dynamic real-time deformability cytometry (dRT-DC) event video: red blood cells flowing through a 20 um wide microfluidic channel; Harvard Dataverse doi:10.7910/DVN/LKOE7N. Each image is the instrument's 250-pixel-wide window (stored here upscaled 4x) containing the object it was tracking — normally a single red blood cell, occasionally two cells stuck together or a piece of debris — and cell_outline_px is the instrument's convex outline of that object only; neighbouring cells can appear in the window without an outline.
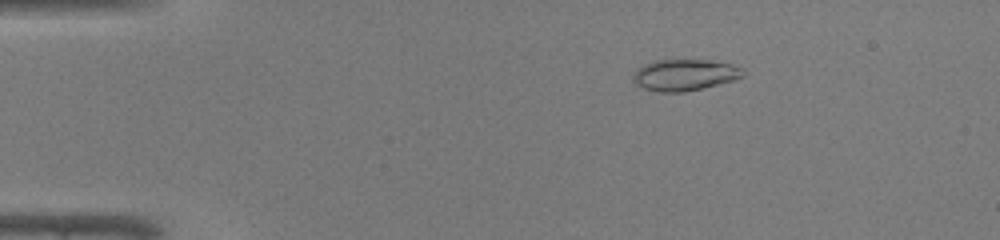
{"species": "common noctule bat (a hibernating species)", "species_latin": "Nyctalus noctula", "temperature_condition": "warm", "stored_images_in_passage": 47, "camera_frame_rate_fps": 3000, "um_per_image_px": 0.085, "animal": {"sex": "male", "body_mass_g": 19.0, "forearm_length_mm": 50.8}, "frame": {"image": 1, "passage_image": 8, "time_ms": 2.333, "image_size_px": [1000, 240], "cell_outline_px": [[744, 76], [736, 80], [684, 92], [660, 92], [644, 88], [636, 84], [632, 76], [644, 64], [652, 60], [708, 60], [732, 64], [744, 68]], "centroid_in_image_um": [58.24, 6.36], "position_along_channel_um": 26.8, "area_um2": 20.06}}
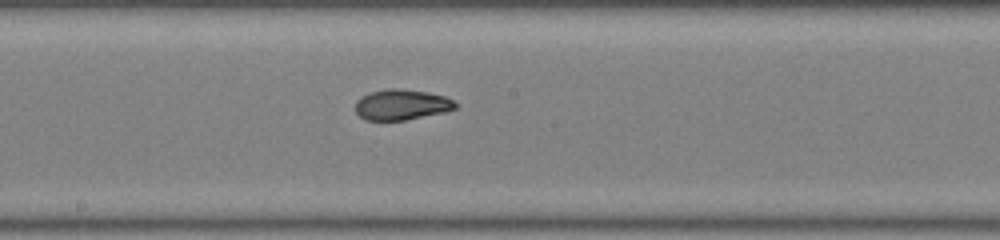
{"frame": {"image": 2, "passage_image": 26, "time_ms": 8.333, "image_size_px": [1000, 240], "cell_outline_px": [[460, 104], [456, 108], [444, 112], [404, 120], [364, 120], [356, 112], [356, 100], [360, 96], [372, 92], [388, 88], [400, 88], [428, 92], [444, 96]], "centroid_in_image_um": [34.13, 8.89], "position_along_channel_um": 214.1, "area_um2": 17.86}}
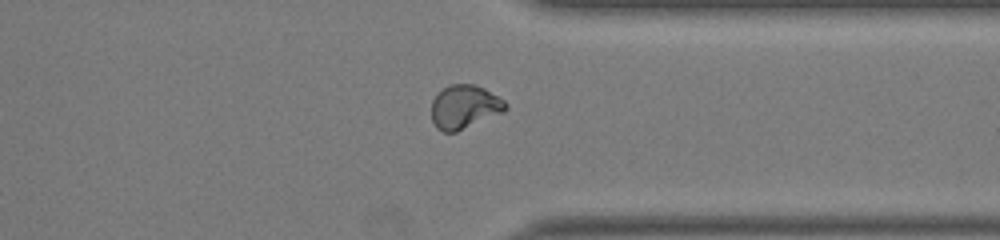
{"frame": {"image": 3, "passage_image": 37, "time_ms": 12.0, "image_size_px": [1000, 240], "cell_outline_px": [[508, 108], [504, 112], [456, 132], [440, 132], [436, 128], [432, 120], [432, 100], [444, 88], [452, 84], [472, 84], [484, 88], [504, 100], [508, 104]], "centroid_in_image_um": [39.49, 9.1], "position_along_channel_um": 371.9, "area_um2": 18.84}, "authors_computed_cell_mechanics": {"area_um2": 18.7272, "velocity_mm_per_s": 4.3279, "shape_relaxation_time_tau1_ms": 3.3817, "shape_relaxation_time_tau2_ms": 0.9859, "deformation_change_tau1": 0.1742, "deformation_change_tau2": 0.0562}}